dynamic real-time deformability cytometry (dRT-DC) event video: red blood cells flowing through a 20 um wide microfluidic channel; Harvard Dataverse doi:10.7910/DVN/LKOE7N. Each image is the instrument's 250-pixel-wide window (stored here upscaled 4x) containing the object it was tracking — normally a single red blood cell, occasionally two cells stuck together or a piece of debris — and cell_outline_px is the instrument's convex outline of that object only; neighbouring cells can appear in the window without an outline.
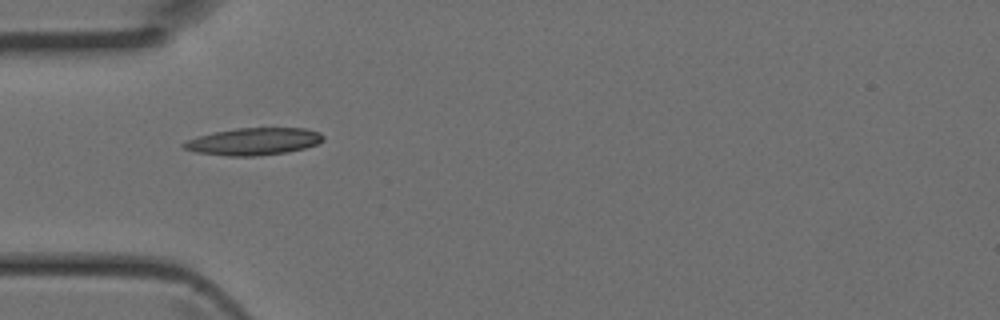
{"species": "Egyptian fruit bat (a non-hibernating species)", "species_latin": "Rousettus aegyptiacus", "temperature_condition": "room temperature", "stored_images_in_passage": 31, "camera_frame_rate_fps": 3000, "um_per_image_px": 0.085, "animal": {"sex": "female"}, "frame": {"image": 1, "passage_image": 1, "time_ms": 0.0, "image_size_px": [1000, 320], "cell_outline_px": [[324, 140], [316, 144], [304, 148], [288, 152], [256, 156], [228, 156], [196, 152], [184, 148], [180, 144], [184, 140], [216, 132], [236, 128], [304, 128], [320, 132], [324, 136]], "centroid_in_image_um": [21.56, 12.02], "position_along_channel_um": 63.4, "area_um2": 22.08}}
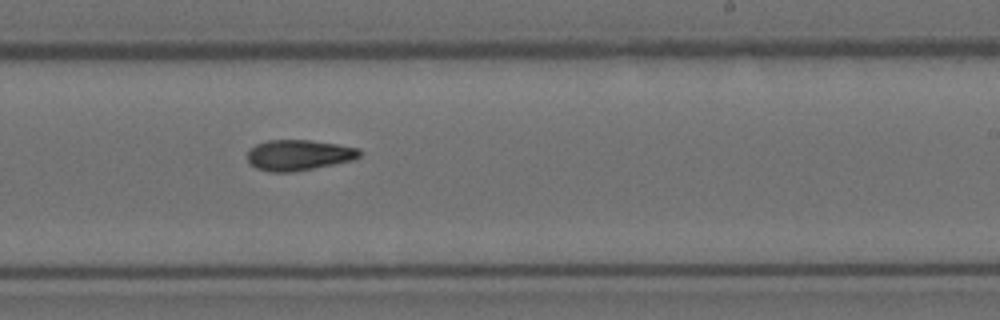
{"frame": {"image": 2, "passage_image": 14, "time_ms": 4.333, "image_size_px": [1000, 320], "cell_outline_px": [[360, 156], [352, 160], [292, 172], [268, 172], [256, 168], [248, 164], [248, 152], [256, 144], [268, 140], [312, 140], [360, 148]], "centroid_in_image_um": [25.36, 13.18], "position_along_channel_um": 263.6, "area_um2": 19.94}}
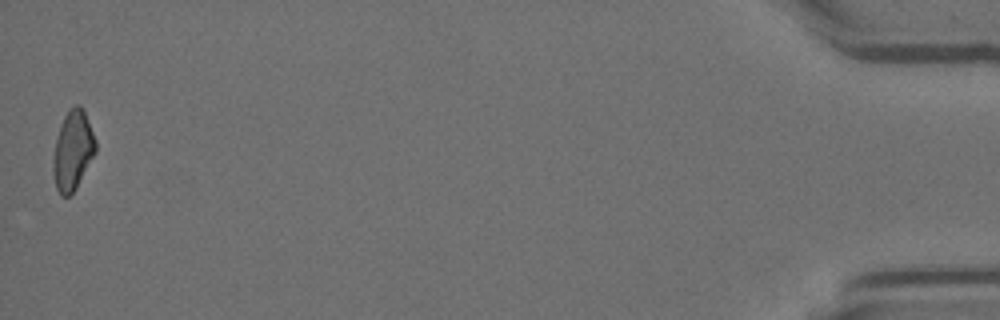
{"frame": {"image": 3, "passage_image": 31, "time_ms": 10.0, "image_size_px": [1000, 320], "cell_outline_px": [[96, 152], [76, 188], [68, 196], [60, 196], [56, 188], [52, 172], [52, 164], [56, 136], [60, 124], [68, 108], [76, 104], [80, 104], [84, 112], [96, 140]], "centroid_in_image_um": [6.16, 12.78], "position_along_channel_um": 429.0, "area_um2": 19.77}}